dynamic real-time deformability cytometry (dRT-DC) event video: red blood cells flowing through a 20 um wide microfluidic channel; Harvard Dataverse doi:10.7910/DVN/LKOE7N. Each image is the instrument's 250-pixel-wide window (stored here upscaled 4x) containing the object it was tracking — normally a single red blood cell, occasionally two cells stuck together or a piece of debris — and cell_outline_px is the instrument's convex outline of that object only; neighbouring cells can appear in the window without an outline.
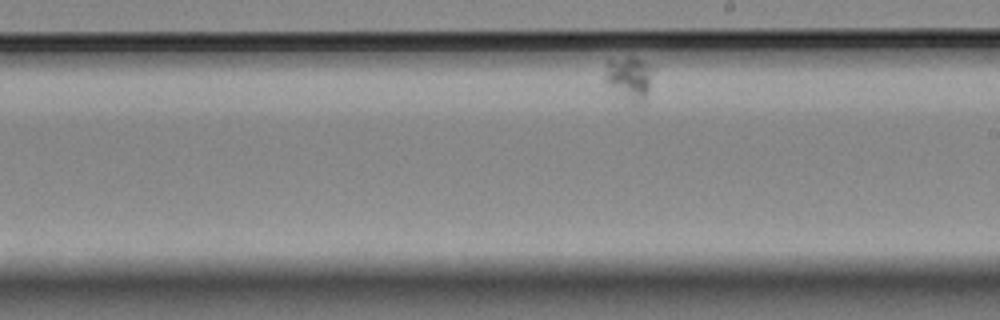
{"species": "Egyptian fruit bat (a non-hibernating species)", "species_latin": "Rousettus aegyptiacus", "temperature_condition": "room temperature", "stored_images_in_passage": 12, "segment_of_instrument_passage": [2, 2], "camera_frame_rate_fps": 3000, "um_per_image_px": 0.085, "animal": {"sex": "female"}, "frame": {"image": 1, "passage_image": 10, "time_ms": 11.0, "image_size_px": [1000, 320], "cell_outline_px": [[648, 92], [644, 100], [640, 104], [604, 84], [604, 76], [608, 60], [628, 56], [640, 60], [648, 64]], "centroid_in_image_um": [53.38, 6.59], "position_along_channel_um": 235.6, "area_um2": 11.21}}
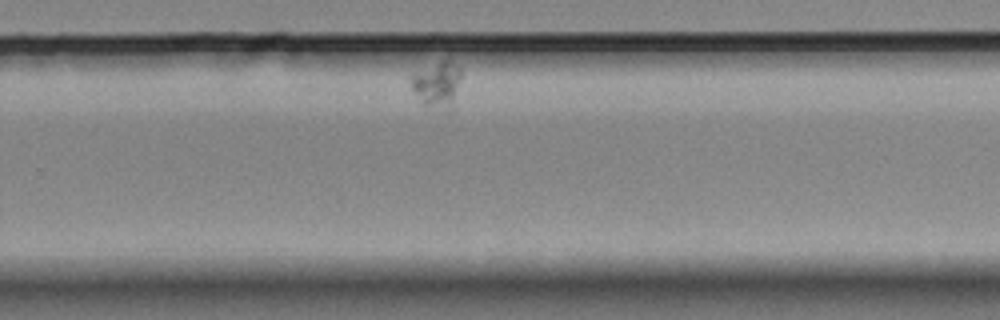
{"frame": {"image": 2, "passage_image": 12, "time_ms": 13.333, "image_size_px": [1000, 320], "cell_outline_px": [[460, 76], [452, 100], [428, 104], [424, 104], [412, 88], [412, 76], [416, 72], [440, 60], [448, 60], [460, 68]], "centroid_in_image_um": [37.11, 6.98], "position_along_channel_um": 292.7, "area_um2": 11.5}}